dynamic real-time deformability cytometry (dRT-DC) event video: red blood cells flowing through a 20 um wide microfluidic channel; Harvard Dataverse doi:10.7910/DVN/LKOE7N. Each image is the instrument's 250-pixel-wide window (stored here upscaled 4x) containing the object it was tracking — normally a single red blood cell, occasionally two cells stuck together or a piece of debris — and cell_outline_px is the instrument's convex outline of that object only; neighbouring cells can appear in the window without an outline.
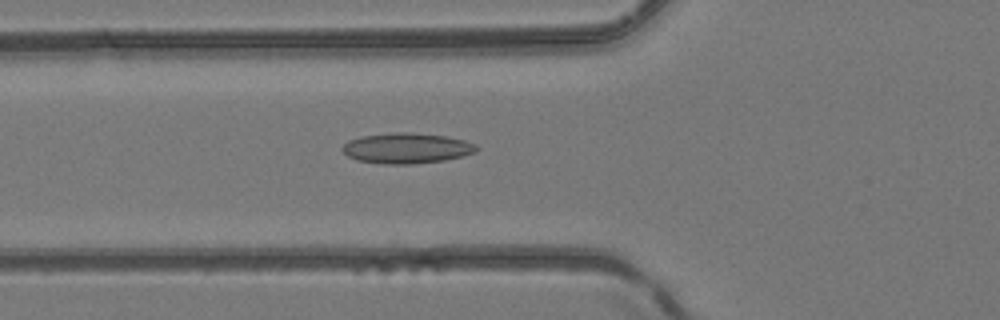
{"species": "common noctule bat (a hibernating species)", "species_latin": "Nyctalus noctula", "temperature_condition": "room temperature", "stored_images_in_passage": 47, "camera_frame_rate_fps": 3000, "um_per_image_px": 0.085, "animal": {"sex": "female", "body_mass_g": 24.6, "forearm_length_mm": 56.2}, "frame": {"image": 1, "passage_image": 17, "time_ms": 5.333, "image_size_px": [1000, 320], "cell_outline_px": [[476, 152], [444, 160], [412, 164], [384, 164], [356, 160], [348, 156], [340, 148], [348, 140], [360, 136], [400, 132], [408, 132], [444, 136], [464, 140], [476, 144]], "centroid_in_image_um": [34.52, 12.6], "position_along_channel_um": 91.3, "area_um2": 23.64}}
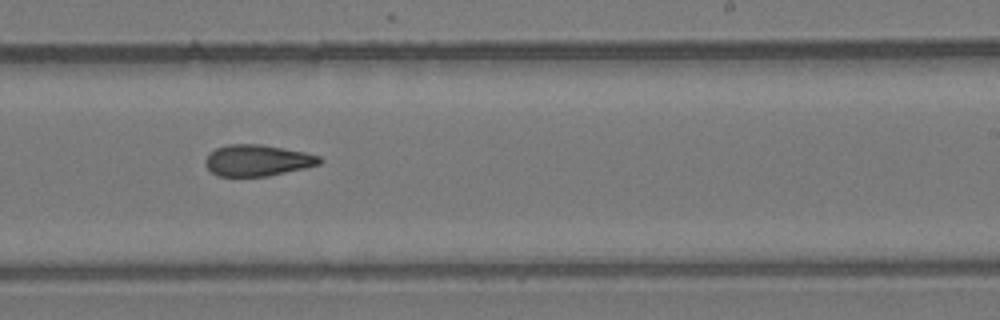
{"frame": {"image": 2, "passage_image": 29, "time_ms": 9.333, "image_size_px": [1000, 320], "cell_outline_px": [[324, 160], [320, 164], [304, 168], [268, 176], [216, 176], [204, 164], [204, 160], [216, 148], [228, 144], [260, 144], [304, 152], [320, 156]], "centroid_in_image_um": [21.88, 13.63], "position_along_channel_um": 267.1, "area_um2": 20.75}}
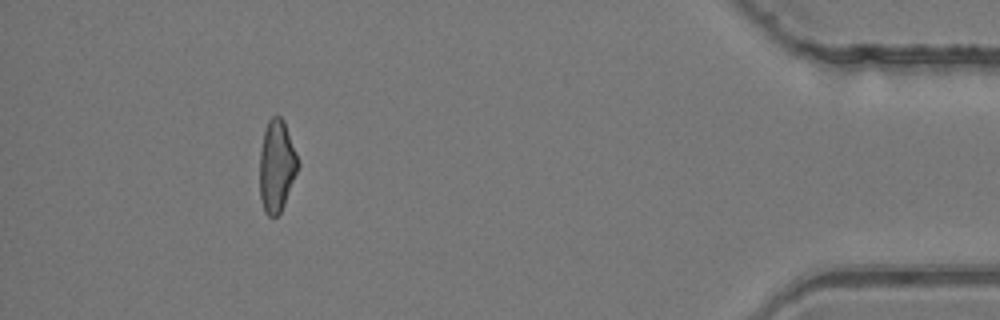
{"frame": {"image": 3, "passage_image": 43, "time_ms": 14.0, "image_size_px": [1000, 320], "cell_outline_px": [[300, 164], [284, 204], [280, 212], [276, 216], [268, 216], [264, 212], [260, 200], [260, 152], [264, 132], [268, 120], [272, 116], [280, 116], [284, 120]], "centroid_in_image_um": [23.51, 14.11], "position_along_channel_um": 411.7, "area_um2": 20.4}}